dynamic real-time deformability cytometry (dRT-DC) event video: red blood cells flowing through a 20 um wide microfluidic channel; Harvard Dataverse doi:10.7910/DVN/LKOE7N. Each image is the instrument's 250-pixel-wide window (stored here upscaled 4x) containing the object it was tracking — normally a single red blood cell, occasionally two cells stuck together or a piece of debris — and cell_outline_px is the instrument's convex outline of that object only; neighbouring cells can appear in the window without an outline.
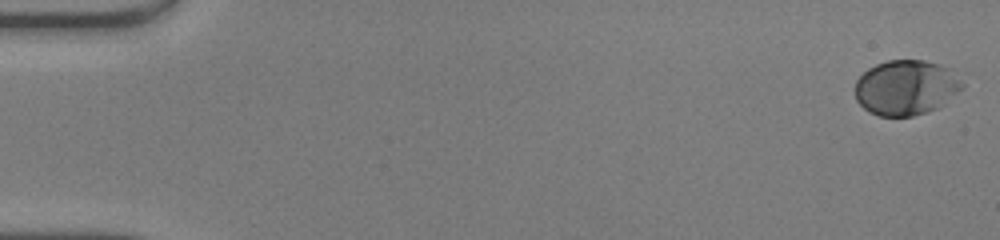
{"species": "human", "species_latin": "Homo sapiens", "temperature_condition": "warm", "stored_images_in_passage": 50, "camera_frame_rate_fps": 3000, "um_per_image_px": 0.085, "donor": {"sex": "male"}, "frame": {"image": 1, "passage_image": 1, "time_ms": 0.0, "image_size_px": [1000, 240], "cell_outline_px": [[968, 72], [964, 88], [936, 108], [928, 112], [912, 116], [880, 116], [868, 112], [856, 100], [856, 80], [868, 68], [876, 64], [888, 60], [924, 60], [940, 64]], "centroid_in_image_um": [77.14, 7.4], "position_along_channel_um": 7.9, "area_um2": 35.43}}
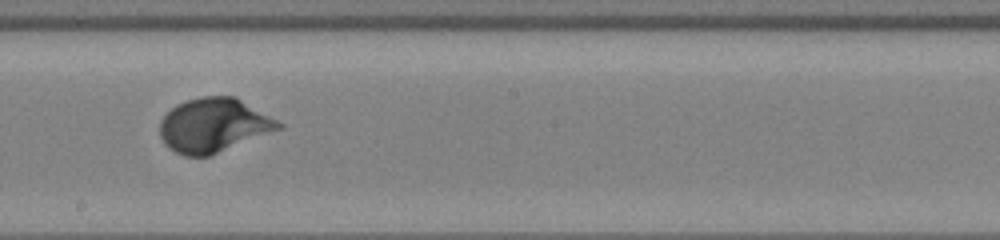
{"frame": {"image": 2, "passage_image": 29, "time_ms": 9.333, "image_size_px": [1000, 240], "cell_outline_px": [[284, 128], [208, 156], [184, 156], [168, 148], [164, 144], [160, 136], [160, 120], [176, 104], [188, 100], [204, 96], [236, 96], [284, 124]], "centroid_in_image_um": [18.17, 10.65], "position_along_channel_um": 230.0, "area_um2": 37.4}}
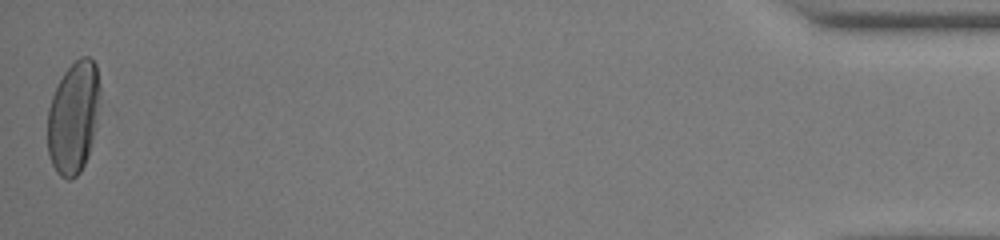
{"frame": {"image": 3, "passage_image": 50, "time_ms": 16.333, "image_size_px": [1000, 240], "cell_outline_px": [[100, 92], [92, 136], [88, 156], [80, 172], [76, 176], [68, 180], [60, 176], [56, 172], [52, 164], [48, 152], [48, 108], [52, 96], [64, 72], [80, 56], [88, 56], [96, 64], [100, 84]], "centroid_in_image_um": [6.23, 9.97], "position_along_channel_um": 429.0, "area_um2": 33.87}, "authors_computed_cell_mechanics": {"area_um2": 34.5644, "velocity_mm_per_s": 4.1517, "shape_relaxation_time_tau1_ms": 2.6885, "shape_relaxation_time_tau2_ms": null, "deformation_change_tau1": 0.1744, "deformation_change_tau2": null}}